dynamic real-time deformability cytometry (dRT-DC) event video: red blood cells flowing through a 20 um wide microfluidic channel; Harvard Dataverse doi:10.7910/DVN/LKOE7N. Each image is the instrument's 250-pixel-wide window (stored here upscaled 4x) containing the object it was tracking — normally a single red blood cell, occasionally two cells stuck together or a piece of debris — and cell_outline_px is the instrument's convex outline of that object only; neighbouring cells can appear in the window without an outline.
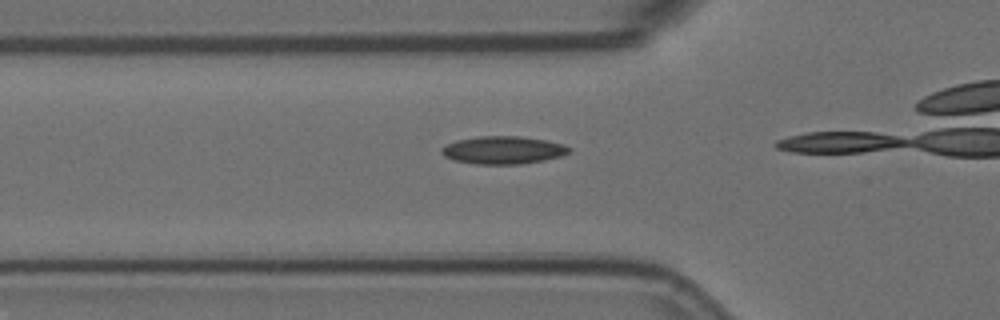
{"species": "Egyptian fruit bat (a non-hibernating species)", "species_latin": "Rousettus aegyptiacus", "temperature_condition": "room temperature", "stored_images_in_passage": 16, "camera_frame_rate_fps": 3000, "um_per_image_px": 0.085, "animal": {"sex": "female"}, "frame": {"image": 1, "passage_image": 14, "time_ms": 4.333, "image_size_px": [1000, 320], "cell_outline_px": [[572, 148], [568, 152], [560, 156], [544, 160], [520, 164], [476, 164], [456, 160], [444, 156], [440, 152], [440, 148], [456, 140], [476, 136], [520, 136], [544, 140], [564, 144]], "centroid_in_image_um": [42.75, 12.75], "position_along_channel_um": 83.1, "area_um2": 20.58}}